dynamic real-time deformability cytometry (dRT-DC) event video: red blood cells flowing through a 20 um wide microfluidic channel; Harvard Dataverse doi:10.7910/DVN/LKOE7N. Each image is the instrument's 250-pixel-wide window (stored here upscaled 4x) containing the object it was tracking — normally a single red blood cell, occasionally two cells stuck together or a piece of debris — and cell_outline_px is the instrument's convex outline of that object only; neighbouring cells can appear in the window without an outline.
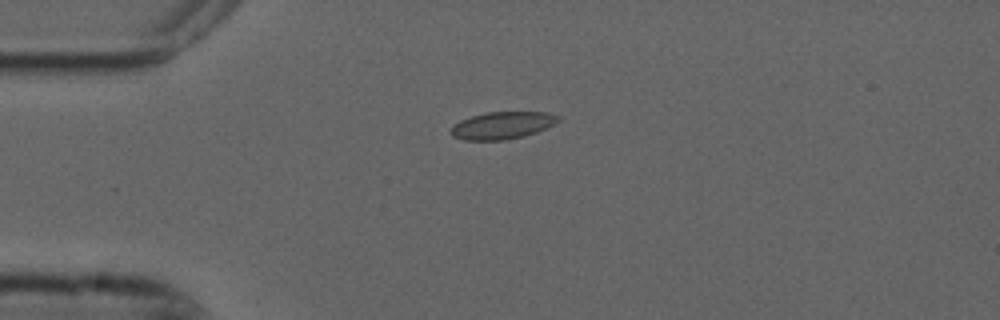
{"species": "common noctule bat (a hibernating species)", "species_latin": "Nyctalus noctula", "temperature_condition": "cold", "stored_images_in_passage": 4, "camera_frame_rate_fps": 3000, "um_per_image_px": 0.085, "animal": {"sex": "male", "forearm_length_mm": 52.5}, "frame": {"image": 1, "passage_image": 4, "time_ms": 1.0, "image_size_px": [1000, 320], "cell_outline_px": [[560, 120], [556, 124], [536, 132], [524, 136], [504, 140], [464, 140], [452, 136], [448, 132], [452, 124], [460, 120], [472, 116], [488, 112], [548, 112], [560, 116]], "centroid_in_image_um": [42.68, 10.66], "position_along_channel_um": 42.3, "area_um2": 17.28}}